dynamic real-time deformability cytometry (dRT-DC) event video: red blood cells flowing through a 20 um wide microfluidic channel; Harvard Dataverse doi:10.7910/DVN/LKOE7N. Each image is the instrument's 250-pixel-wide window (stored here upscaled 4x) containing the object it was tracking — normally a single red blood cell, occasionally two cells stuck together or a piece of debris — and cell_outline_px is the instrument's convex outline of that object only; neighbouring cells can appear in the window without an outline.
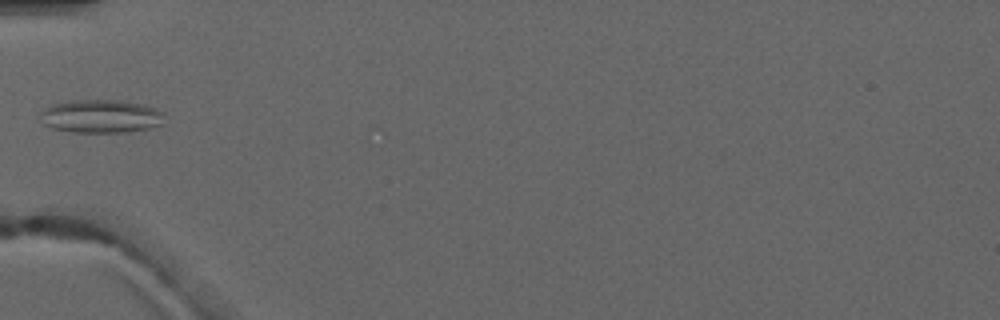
{"species": "common noctule bat (a hibernating species)", "species_latin": "Nyctalus noctula", "temperature_condition": "warm", "stored_images_in_passage": 4, "camera_frame_rate_fps": 3000, "um_per_image_px": 0.085, "animal": {"sex": "male", "forearm_length_mm": 52.5}, "frame": {"image": 1, "passage_image": 4, "time_ms": 5.0, "image_size_px": [1000, 320], "cell_outline_px": [[164, 112], [160, 124], [148, 128], [124, 132], [72, 132], [52, 128], [44, 124], [44, 108], [52, 104], [72, 100], [120, 100], [144, 104], [156, 108]], "centroid_in_image_um": [8.61, 9.87], "position_along_channel_um": 76.4, "area_um2": 23.76}}